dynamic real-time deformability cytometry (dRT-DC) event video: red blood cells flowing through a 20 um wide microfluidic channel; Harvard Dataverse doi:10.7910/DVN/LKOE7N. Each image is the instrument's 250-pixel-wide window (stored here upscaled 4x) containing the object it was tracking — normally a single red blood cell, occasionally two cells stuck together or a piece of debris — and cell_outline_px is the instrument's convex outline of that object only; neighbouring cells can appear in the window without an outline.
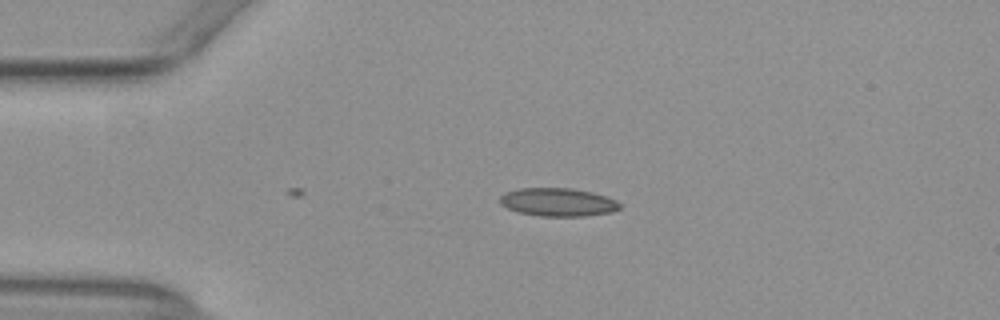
{"species": "common noctule bat (a hibernating species)", "species_latin": "Nyctalus noctula", "temperature_condition": "warm", "stored_images_in_passage": 6, "camera_frame_rate_fps": 3000, "um_per_image_px": 0.085, "animal": {"sex": "female", "body_mass_g": 29.2, "forearm_length_mm": 56.3}, "frame": {"image": 1, "passage_image": 6, "time_ms": 1.667, "image_size_px": [1000, 320], "cell_outline_px": [[620, 208], [612, 212], [584, 216], [540, 216], [520, 212], [508, 208], [500, 204], [500, 196], [504, 192], [520, 188], [572, 188], [592, 192], [616, 200], [620, 204]], "centroid_in_image_um": [47.41, 17.18], "position_along_channel_um": 37.6, "area_um2": 19.65}}